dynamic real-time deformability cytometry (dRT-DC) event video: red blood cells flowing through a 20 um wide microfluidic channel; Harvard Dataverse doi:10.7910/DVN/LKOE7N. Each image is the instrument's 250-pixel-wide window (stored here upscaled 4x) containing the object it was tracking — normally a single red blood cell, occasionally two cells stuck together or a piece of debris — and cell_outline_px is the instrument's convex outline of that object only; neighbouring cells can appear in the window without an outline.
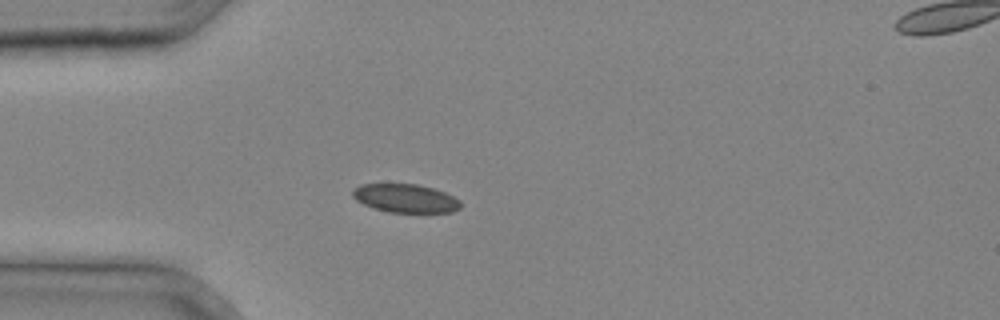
{"species": "common noctule bat (a hibernating species)", "species_latin": "Nyctalus noctula", "temperature_condition": "cold", "stored_images_in_passage": 27, "camera_frame_rate_fps": 3000, "um_per_image_px": 0.085, "animal": {"sex": "male", "body_mass_g": 20.4}, "frame": {"image": 1, "passage_image": 1, "time_ms": 0.0, "image_size_px": [1000, 320], "cell_outline_px": [[460, 208], [452, 212], [388, 212], [364, 204], [356, 200], [352, 196], [352, 188], [360, 184], [416, 184], [432, 188], [444, 192], [460, 200]], "centroid_in_image_um": [34.44, 16.85], "position_along_channel_um": 50.6, "area_um2": 17.8}}
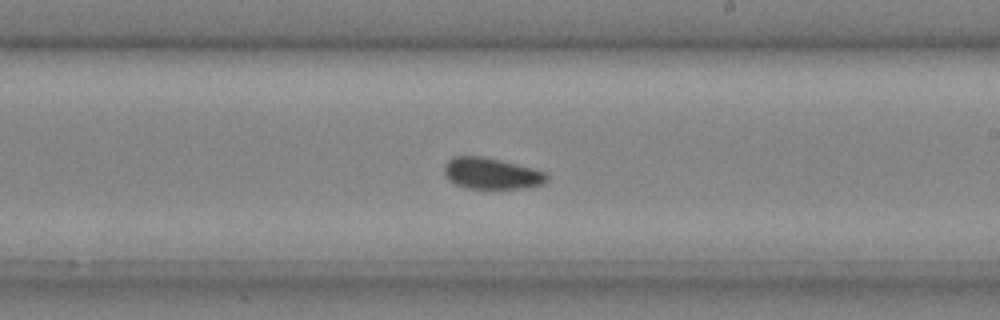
{"frame": {"image": 2, "passage_image": 13, "time_ms": 4.0, "image_size_px": [1000, 320], "cell_outline_px": [[548, 180], [540, 184], [524, 188], [468, 188], [456, 184], [448, 180], [444, 176], [444, 164], [452, 156], [484, 156], [532, 168], [544, 172], [548, 176]], "centroid_in_image_um": [41.72, 14.73], "position_along_channel_um": 247.3, "area_um2": 18.61}}
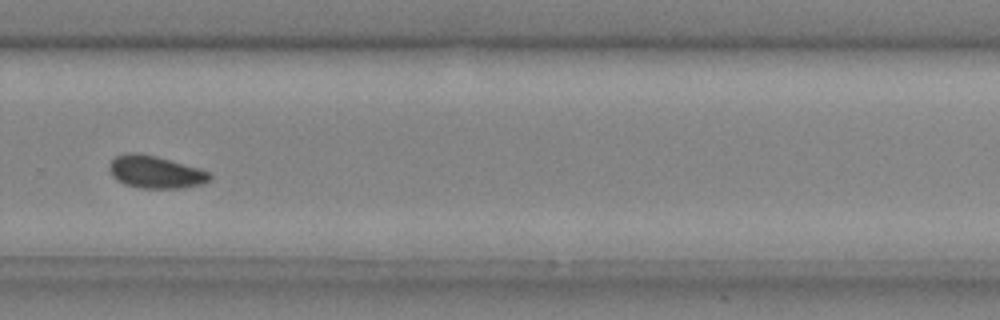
{"frame": {"image": 3, "passage_image": 17, "time_ms": 5.333, "image_size_px": [1000, 320], "cell_outline_px": [[212, 180], [200, 184], [184, 188], [140, 188], [124, 184], [116, 180], [112, 176], [108, 168], [108, 164], [116, 156], [128, 152], [136, 152], [156, 156], [200, 168], [208, 172], [212, 176]], "centroid_in_image_um": [13.2, 14.62], "position_along_channel_um": 316.6, "area_um2": 19.19}}